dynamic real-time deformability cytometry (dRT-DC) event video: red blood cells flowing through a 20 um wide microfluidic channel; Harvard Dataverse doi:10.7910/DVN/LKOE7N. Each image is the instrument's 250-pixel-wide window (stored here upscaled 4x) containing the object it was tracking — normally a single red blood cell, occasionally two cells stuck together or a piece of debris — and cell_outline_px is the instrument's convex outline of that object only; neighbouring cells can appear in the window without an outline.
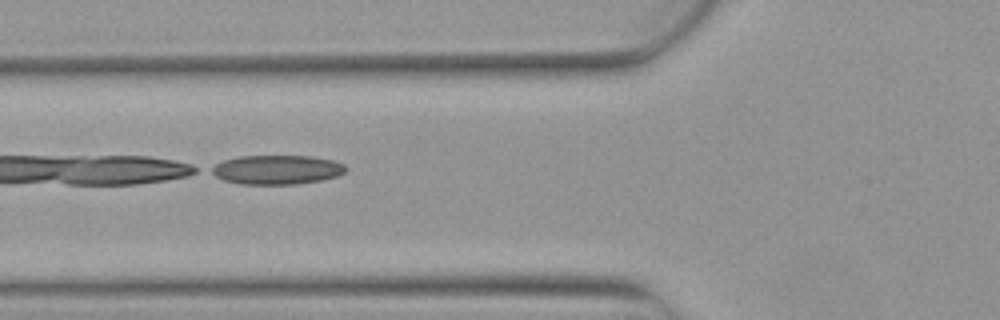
{"species": "Egyptian fruit bat (a non-hibernating species)", "species_latin": "Rousettus aegyptiacus", "temperature_condition": "warm", "stored_images_in_passage": 5, "camera_frame_rate_fps": 3000, "um_per_image_px": 0.085, "animal": {"sex": "female"}, "frame": {"image": 1, "passage_image": 5, "time_ms": 1.333, "image_size_px": [1000, 320], "cell_outline_px": [[348, 168], [344, 172], [336, 176], [320, 180], [296, 184], [240, 184], [224, 180], [208, 172], [208, 168], [224, 160], [240, 156], [312, 156], [332, 160], [344, 164]], "centroid_in_image_um": [23.5, 14.42], "position_along_channel_um": 102.3, "area_um2": 22.89}}